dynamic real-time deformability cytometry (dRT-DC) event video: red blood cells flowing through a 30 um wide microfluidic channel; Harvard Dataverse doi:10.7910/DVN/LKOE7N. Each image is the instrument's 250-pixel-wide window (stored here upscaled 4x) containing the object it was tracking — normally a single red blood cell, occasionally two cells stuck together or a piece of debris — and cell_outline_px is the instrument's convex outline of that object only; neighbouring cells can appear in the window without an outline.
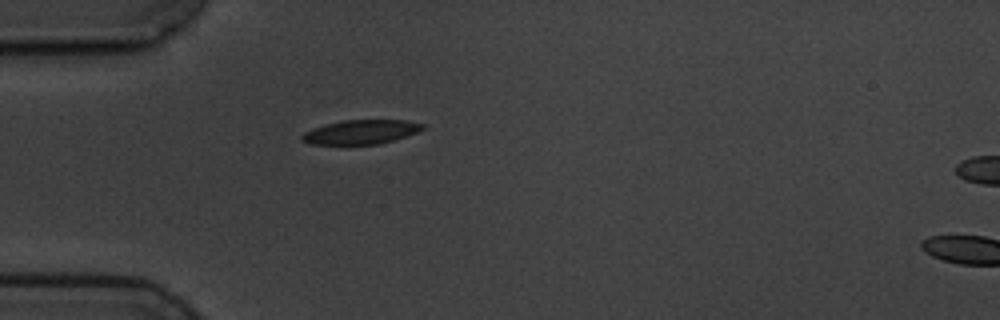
{"species": "common noctule bat (a hibernating species)", "species_latin": "Nyctalus noctula", "temperature_condition": "cold", "stored_images_in_passage": 2, "camera_frame_rate_fps": 3000, "um_per_image_px": 0.085, "animal": {"sex": "male", "body_mass_g": 19.5, "forearm_length_mm": 54.6}, "frame": {"image": 1, "passage_image": 1, "time_ms": 0.0, "image_size_px": [1000, 320], "cell_outline_px": [[424, 128], [416, 132], [380, 144], [312, 144], [300, 140], [300, 136], [304, 132], [312, 128], [324, 124], [344, 120], [408, 120], [424, 124]], "centroid_in_image_um": [30.63, 11.21], "position_along_channel_um": 54.4, "area_um2": 16.94}}